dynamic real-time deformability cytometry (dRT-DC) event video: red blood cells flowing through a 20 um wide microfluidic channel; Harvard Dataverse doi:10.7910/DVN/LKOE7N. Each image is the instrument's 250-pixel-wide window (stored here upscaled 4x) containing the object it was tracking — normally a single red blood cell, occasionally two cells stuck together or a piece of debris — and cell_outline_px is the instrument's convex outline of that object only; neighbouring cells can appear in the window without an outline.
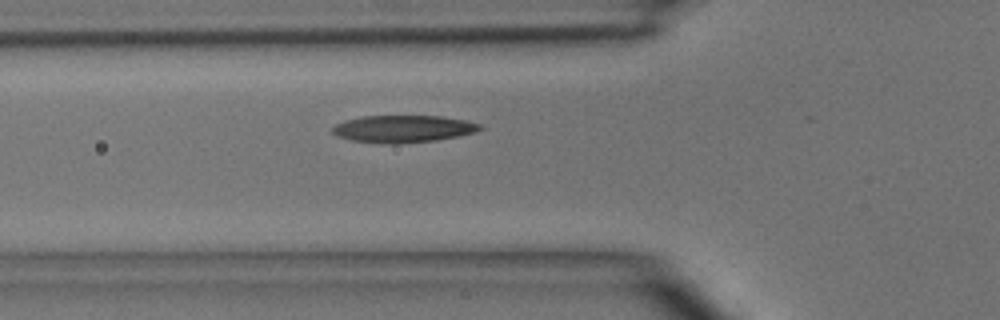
{"species": "common noctule bat (a hibernating species)", "species_latin": "Nyctalus noctula", "temperature_condition": "room temperature", "stored_images_in_passage": 6, "camera_frame_rate_fps": 3000, "um_per_image_px": 0.085, "animal": {"sex": "male", "body_mass_g": 15.6}, "frame": {"image": 1, "passage_image": 6, "time_ms": 6.667, "image_size_px": [1000, 320], "cell_outline_px": [[484, 128], [476, 132], [460, 136], [436, 140], [392, 144], [388, 144], [352, 140], [336, 136], [332, 132], [332, 128], [336, 124], [344, 120], [364, 116], [440, 116], [464, 120], [480, 124]], "centroid_in_image_um": [34.27, 10.95], "position_along_channel_um": 91.5, "area_um2": 23.35}}